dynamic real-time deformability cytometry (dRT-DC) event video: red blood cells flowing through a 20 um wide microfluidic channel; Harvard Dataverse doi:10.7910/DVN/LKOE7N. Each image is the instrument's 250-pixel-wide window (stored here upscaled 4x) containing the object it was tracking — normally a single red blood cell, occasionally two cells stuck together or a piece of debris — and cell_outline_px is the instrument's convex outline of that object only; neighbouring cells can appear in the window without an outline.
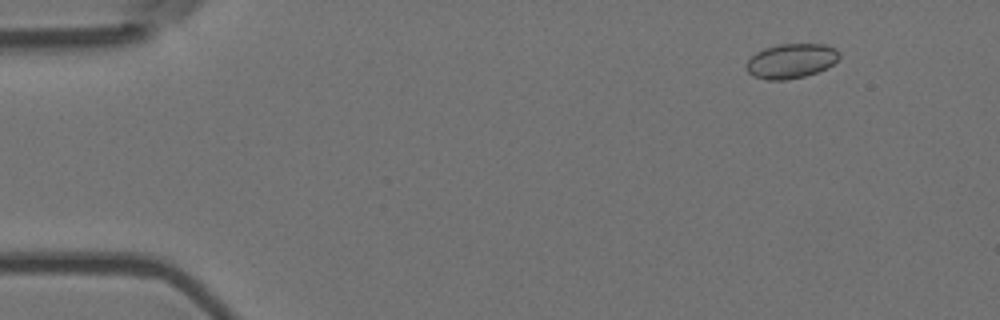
{"species": "Egyptian fruit bat (a non-hibernating species)", "species_latin": "Rousettus aegyptiacus", "temperature_condition": "room temperature", "stored_images_in_passage": 4, "camera_frame_rate_fps": 3000, "um_per_image_px": 0.085, "animal": {"sex": "female"}, "frame": {"image": 1, "passage_image": 1, "time_ms": 0.0, "image_size_px": [1000, 320], "cell_outline_px": [[840, 56], [828, 68], [804, 76], [784, 80], [764, 80], [752, 76], [748, 72], [744, 64], [756, 52], [764, 48], [780, 44], [824, 44], [836, 48], [840, 52]], "centroid_in_image_um": [67.23, 5.18], "position_along_channel_um": 17.8, "area_um2": 18.9}}
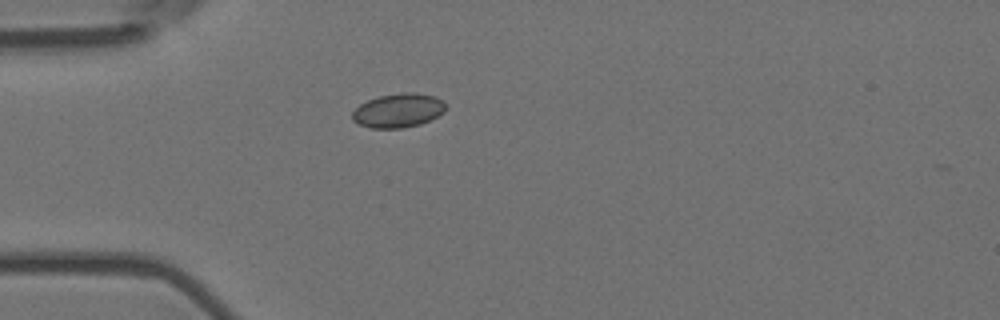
{"frame": {"image": 2, "passage_image": 4, "time_ms": 1.0, "image_size_px": [1000, 320], "cell_outline_px": [[448, 108], [444, 112], [420, 124], [404, 128], [372, 128], [356, 124], [352, 120], [352, 112], [360, 104], [368, 100], [380, 96], [400, 92], [416, 92], [436, 96], [444, 100]], "centroid_in_image_um": [33.87, 9.38], "position_along_channel_um": 51.1, "area_um2": 18.79}}